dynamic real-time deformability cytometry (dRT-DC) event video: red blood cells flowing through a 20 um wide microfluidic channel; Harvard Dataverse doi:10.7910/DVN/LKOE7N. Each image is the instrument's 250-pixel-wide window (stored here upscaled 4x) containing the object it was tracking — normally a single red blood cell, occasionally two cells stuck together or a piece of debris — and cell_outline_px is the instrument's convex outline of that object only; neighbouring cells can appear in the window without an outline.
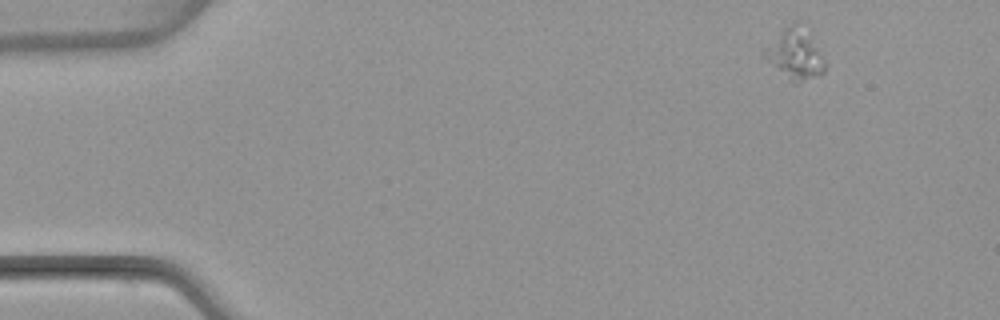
{"species": "common noctule bat (a hibernating species)", "species_latin": "Nyctalus noctula", "temperature_condition": "warm", "stored_images_in_passage": 4, "camera_frame_rate_fps": 3000, "um_per_image_px": 0.085, "animal": {"sex": "female", "body_mass_g": 22.7, "forearm_length_mm": 54.2}, "frame": {"image": 1, "passage_image": 1, "time_ms": 0.0, "image_size_px": [1000, 320], "cell_outline_px": [[828, 68], [824, 72], [800, 80], [792, 80], [768, 60], [764, 56], [764, 52], [784, 28], [792, 20], [800, 20], [828, 64]], "centroid_in_image_um": [67.67, 4.5], "position_along_channel_um": 17.3, "area_um2": 16.82}}